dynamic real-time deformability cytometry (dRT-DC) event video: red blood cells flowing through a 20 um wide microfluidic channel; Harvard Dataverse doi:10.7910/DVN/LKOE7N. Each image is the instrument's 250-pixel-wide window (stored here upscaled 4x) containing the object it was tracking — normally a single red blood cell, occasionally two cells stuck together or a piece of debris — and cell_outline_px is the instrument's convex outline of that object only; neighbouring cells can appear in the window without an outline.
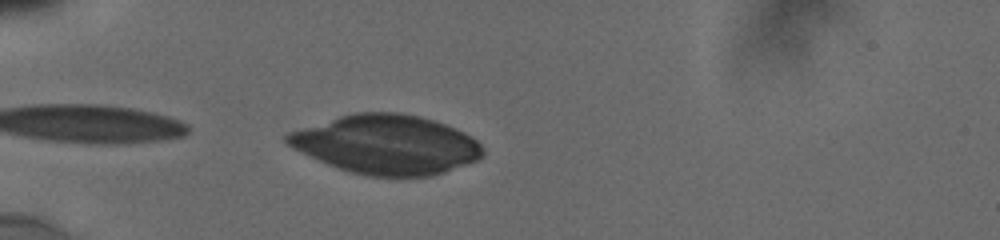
{"species": "human", "species_latin": "Homo sapiens", "temperature_condition": "cold", "stored_images_in_passage": 38, "camera_frame_rate_fps": 3000, "um_per_image_px": 0.085, "donor": {"sex": "male"}, "frame": {"image": 1, "passage_image": 1, "time_ms": 0.0, "image_size_px": [1000, 240], "cell_outline_px": [[484, 152], [476, 160], [444, 172], [432, 176], [368, 176], [348, 172], [328, 164], [288, 144], [284, 140], [284, 136], [288, 132], [340, 116], [356, 112], [400, 112], [420, 116], [444, 124], [464, 132], [476, 140], [480, 144]], "centroid_in_image_um": [32.85, 12.28], "position_along_channel_um": 52.1, "area_um2": 66.7}}
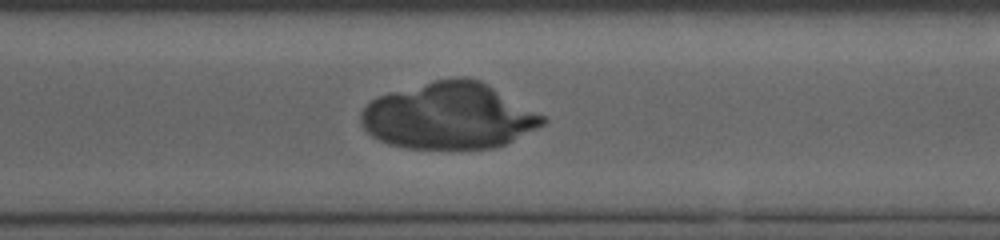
{"frame": {"image": 2, "passage_image": 27, "time_ms": 8.0, "image_size_px": [1000, 240], "cell_outline_px": [[548, 120], [544, 124], [496, 148], [408, 148], [388, 144], [372, 136], [364, 128], [360, 120], [360, 116], [364, 108], [372, 100], [380, 96], [436, 80], [456, 76], [464, 76], [480, 80], [488, 84], [544, 116]], "centroid_in_image_um": [38.17, 9.86], "position_along_channel_um": 332.4, "area_um2": 69.48}}
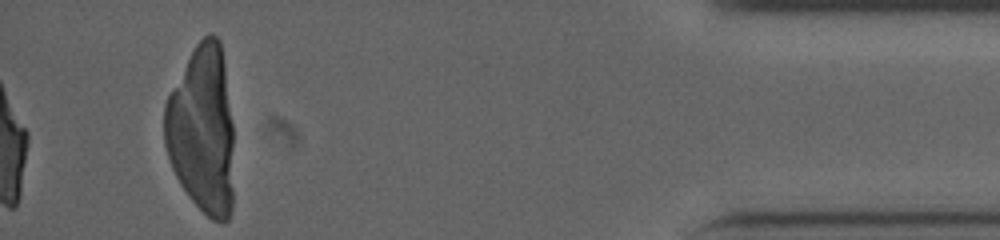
{"frame": {"image": 3, "passage_image": 38, "time_ms": 11.667, "image_size_px": [1000, 240], "cell_outline_px": [[232, 208], [228, 220], [224, 224], [212, 220], [188, 196], [180, 184], [172, 168], [164, 144], [164, 104], [168, 96], [196, 44], [208, 32], [212, 32], [220, 40], [224, 64], [232, 124]], "centroid_in_image_um": [17.18, 11.07], "position_along_channel_um": 418.0, "area_um2": 67.8}}